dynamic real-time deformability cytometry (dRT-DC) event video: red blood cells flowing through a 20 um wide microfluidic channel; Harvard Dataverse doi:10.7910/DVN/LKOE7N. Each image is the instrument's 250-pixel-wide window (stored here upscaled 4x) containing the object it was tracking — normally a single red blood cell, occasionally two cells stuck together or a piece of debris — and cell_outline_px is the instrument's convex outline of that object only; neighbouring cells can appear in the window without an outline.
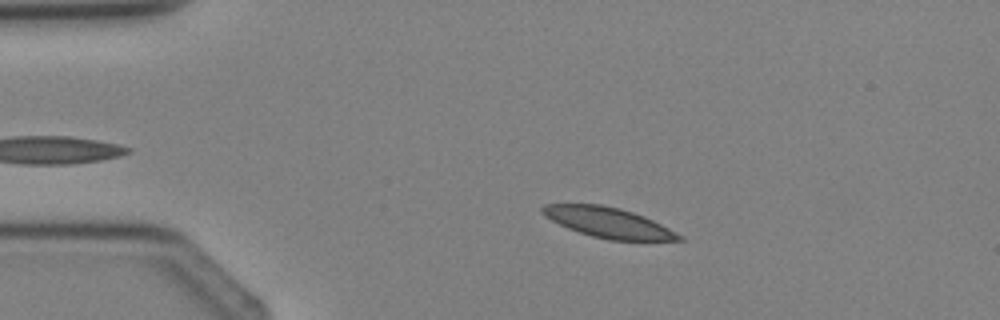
{"species": "Egyptian fruit bat (a non-hibernating species)", "species_latin": "Rousettus aegyptiacus", "temperature_condition": "cold", "stored_images_in_passage": 2, "camera_frame_rate_fps": 3000, "um_per_image_px": 0.085, "animal": {"sex": "female"}, "frame": {"image": 1, "passage_image": 1, "time_ms": 0.0, "image_size_px": [1000, 320], "cell_outline_px": [[684, 240], [608, 240], [592, 236], [568, 228], [544, 216], [540, 212], [540, 208], [544, 204], [600, 204], [620, 208], [644, 216], [684, 236]], "centroid_in_image_um": [51.68, 18.91], "position_along_channel_um": 33.3, "area_um2": 23.87}}